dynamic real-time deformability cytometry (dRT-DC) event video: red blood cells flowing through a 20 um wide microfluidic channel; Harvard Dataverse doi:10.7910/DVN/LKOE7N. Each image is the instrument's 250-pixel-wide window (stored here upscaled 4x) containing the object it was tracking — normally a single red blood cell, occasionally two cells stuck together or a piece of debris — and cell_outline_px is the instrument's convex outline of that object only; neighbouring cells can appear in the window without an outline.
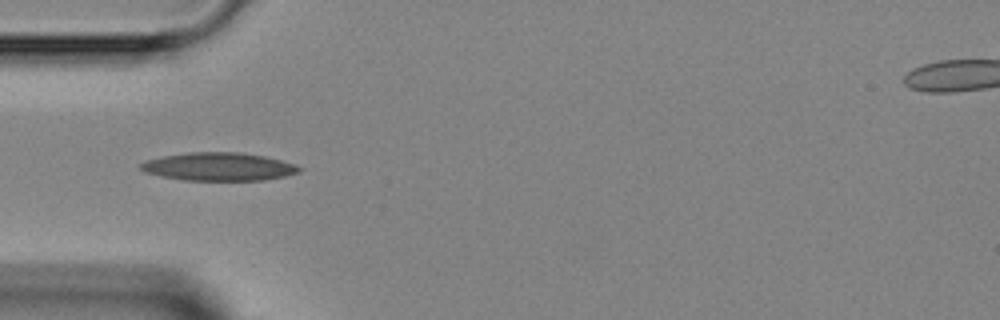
{"species": "Egyptian fruit bat (a non-hibernating species)", "species_latin": "Rousettus aegyptiacus", "temperature_condition": "room temperature", "stored_images_in_passage": 4, "camera_frame_rate_fps": 3000, "um_per_image_px": 0.085, "animal": {"sex": "female"}, "frame": {"image": 1, "passage_image": 4, "time_ms": 3.667, "image_size_px": [1000, 320], "cell_outline_px": [[304, 168], [300, 172], [284, 176], [264, 180], [184, 180], [160, 176], [144, 172], [140, 168], [140, 164], [148, 160], [164, 156], [188, 152], [240, 152], [264, 156], [296, 164]], "centroid_in_image_um": [18.62, 14.16], "position_along_channel_um": 66.4, "area_um2": 25.95}}